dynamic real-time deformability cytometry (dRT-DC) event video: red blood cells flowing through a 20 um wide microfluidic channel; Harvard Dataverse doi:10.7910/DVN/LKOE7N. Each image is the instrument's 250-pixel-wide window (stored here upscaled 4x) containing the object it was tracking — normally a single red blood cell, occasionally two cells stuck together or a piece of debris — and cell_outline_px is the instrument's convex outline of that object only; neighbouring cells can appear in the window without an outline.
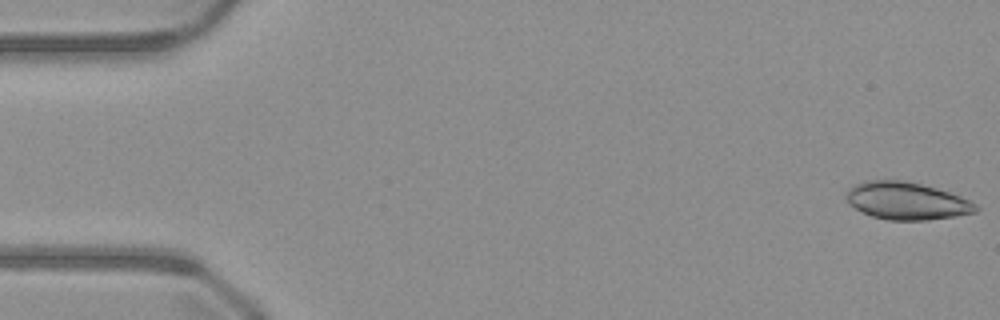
{"species": "common noctule bat (a hibernating species)", "species_latin": "Nyctalus noctula", "temperature_condition": "warm", "stored_images_in_passage": 50, "camera_frame_rate_fps": 3000, "um_per_image_px": 0.085, "animal": {"sex": "male", "body_mass_g": 23.1, "forearm_length_mm": 52.7}, "frame": {"image": 1, "passage_image": 1, "time_ms": 0.0, "image_size_px": [1000, 320], "cell_outline_px": [[980, 208], [976, 212], [956, 216], [928, 220], [888, 220], [872, 216], [848, 204], [844, 196], [848, 188], [852, 184], [864, 180], [904, 180], [936, 188], [960, 196], [976, 204]], "centroid_in_image_um": [77.02, 17.07], "position_along_channel_um": 8.0, "area_um2": 28.44}}
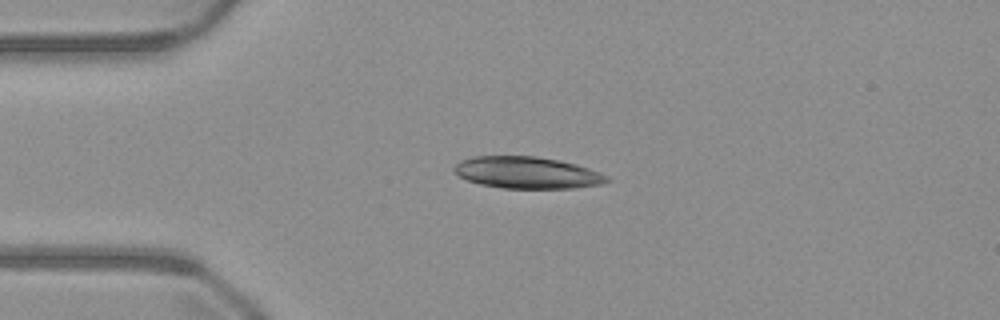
{"frame": {"image": 2, "passage_image": 12, "time_ms": 3.667, "image_size_px": [1000, 320], "cell_outline_px": [[612, 180], [604, 184], [576, 188], [500, 188], [480, 184], [468, 180], [460, 176], [452, 168], [460, 160], [472, 156], [536, 156], [560, 160], [576, 164], [600, 172], [608, 176]], "centroid_in_image_um": [44.84, 14.67], "position_along_channel_um": 40.2, "area_um2": 28.5}}